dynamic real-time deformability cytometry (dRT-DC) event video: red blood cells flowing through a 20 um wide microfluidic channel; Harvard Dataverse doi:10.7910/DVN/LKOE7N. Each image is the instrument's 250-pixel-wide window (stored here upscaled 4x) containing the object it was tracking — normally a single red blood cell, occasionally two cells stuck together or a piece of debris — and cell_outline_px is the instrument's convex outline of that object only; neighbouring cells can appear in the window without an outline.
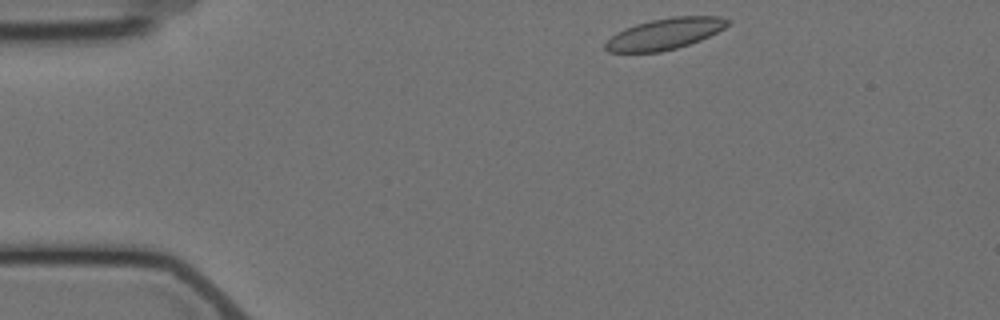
{"species": "Egyptian fruit bat (a non-hibernating species)", "species_latin": "Rousettus aegyptiacus", "temperature_condition": "cold", "stored_images_in_passage": 13, "camera_frame_rate_fps": 3000, "um_per_image_px": 0.085, "animal": {"sex": "female"}, "frame": {"image": 1, "passage_image": 1, "time_ms": 0.0, "image_size_px": [1000, 320], "cell_outline_px": [[732, 20], [724, 28], [700, 40], [676, 48], [660, 52], [608, 52], [604, 48], [604, 44], [616, 32], [624, 28], [636, 24], [652, 20], [672, 16], [720, 16]], "centroid_in_image_um": [56.5, 2.87], "position_along_channel_um": 28.5, "area_um2": 22.14}}
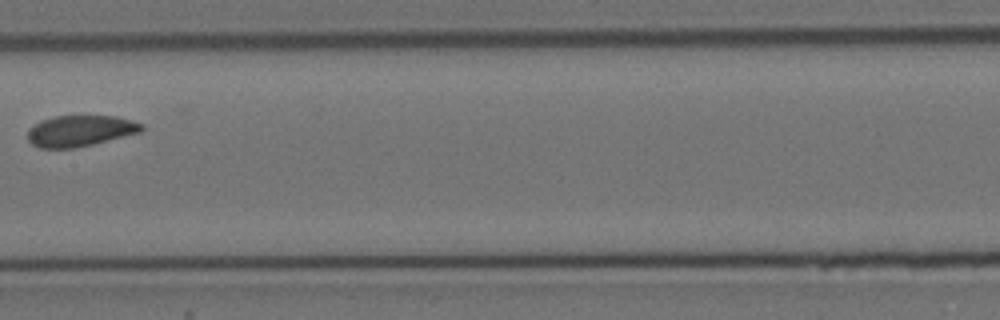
{"frame": {"image": 2, "passage_image": 6, "time_ms": 6.667, "image_size_px": [1000, 320], "cell_outline_px": [[144, 128], [140, 132], [92, 144], [72, 148], [40, 148], [32, 144], [28, 140], [28, 132], [40, 120], [56, 116], [116, 116], [132, 120], [144, 124]], "centroid_in_image_um": [6.83, 11.11], "position_along_channel_um": 200.6, "area_um2": 20.4}}
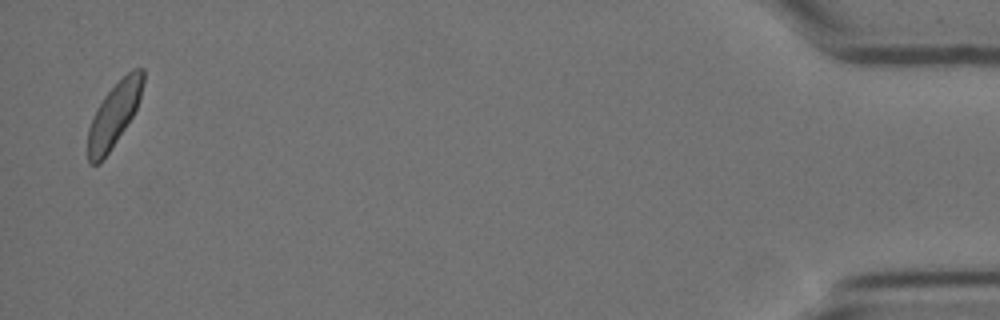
{"frame": {"image": 3, "passage_image": 13, "time_ms": 15.667, "image_size_px": [1000, 320], "cell_outline_px": [[144, 80], [140, 100], [132, 116], [100, 164], [88, 164], [88, 128], [92, 116], [96, 108], [104, 96], [132, 68], [144, 68]], "centroid_in_image_um": [9.68, 9.74], "position_along_channel_um": 425.5, "area_um2": 20.29}, "authors_computed_cell_mechanics": {"area_um2": 21.6172, "velocity_mm_per_s": 3.4523, "shape_relaxation_time_tau1_ms": 8.658, "shape_relaxation_time_tau2_ms": 0.7467, "deformation_change_tau1": 0.1175, "deformation_change_tau2": 0.0582}}